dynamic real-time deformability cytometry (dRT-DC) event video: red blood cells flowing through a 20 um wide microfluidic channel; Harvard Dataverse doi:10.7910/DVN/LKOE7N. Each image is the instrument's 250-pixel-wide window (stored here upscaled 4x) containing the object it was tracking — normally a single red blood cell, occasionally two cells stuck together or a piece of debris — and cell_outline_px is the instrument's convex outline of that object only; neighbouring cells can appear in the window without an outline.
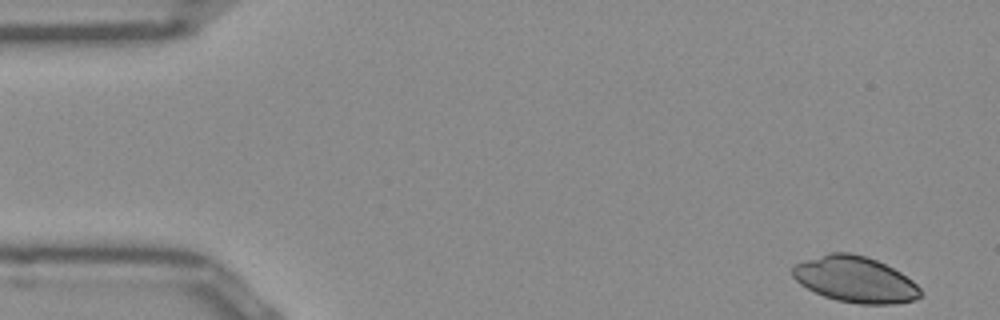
{"species": "Egyptian fruit bat (a non-hibernating species)", "species_latin": "Rousettus aegyptiacus", "temperature_condition": "room temperature", "stored_images_in_passage": 45, "camera_frame_rate_fps": 3000, "um_per_image_px": 0.085, "frame": {"image": 1, "passage_image": 1, "time_ms": 0.0, "image_size_px": [1000, 320], "cell_outline_px": [[920, 296], [916, 300], [892, 304], [856, 304], [836, 300], [824, 296], [800, 284], [792, 276], [792, 268], [796, 264], [804, 260], [832, 252], [848, 252], [864, 256], [876, 260], [900, 272], [912, 280], [920, 288]], "centroid_in_image_um": [72.68, 23.76], "position_along_channel_um": 12.3, "area_um2": 34.04}}
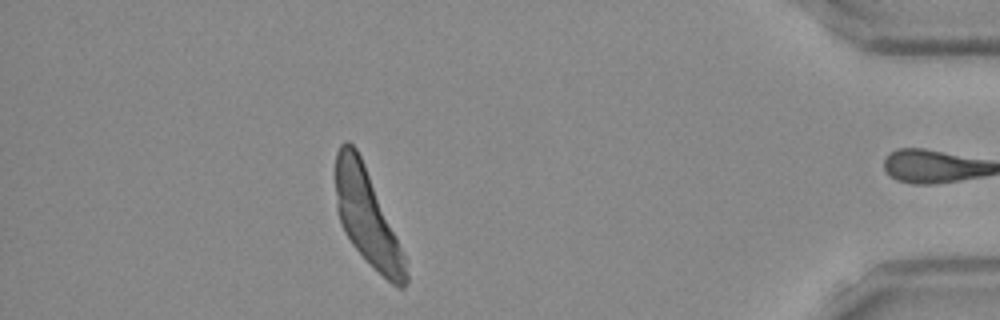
{"frame": {"image": 2, "passage_image": 44, "time_ms": 14.333, "image_size_px": [1000, 320], "cell_outline_px": [[408, 280], [404, 288], [400, 288], [392, 284], [352, 244], [344, 232], [336, 208], [336, 152], [340, 144], [348, 140], [356, 148], [364, 164], [404, 256], [408, 276]], "centroid_in_image_um": [31.17, 18.42], "position_along_channel_um": 404.0, "area_um2": 37.63}}